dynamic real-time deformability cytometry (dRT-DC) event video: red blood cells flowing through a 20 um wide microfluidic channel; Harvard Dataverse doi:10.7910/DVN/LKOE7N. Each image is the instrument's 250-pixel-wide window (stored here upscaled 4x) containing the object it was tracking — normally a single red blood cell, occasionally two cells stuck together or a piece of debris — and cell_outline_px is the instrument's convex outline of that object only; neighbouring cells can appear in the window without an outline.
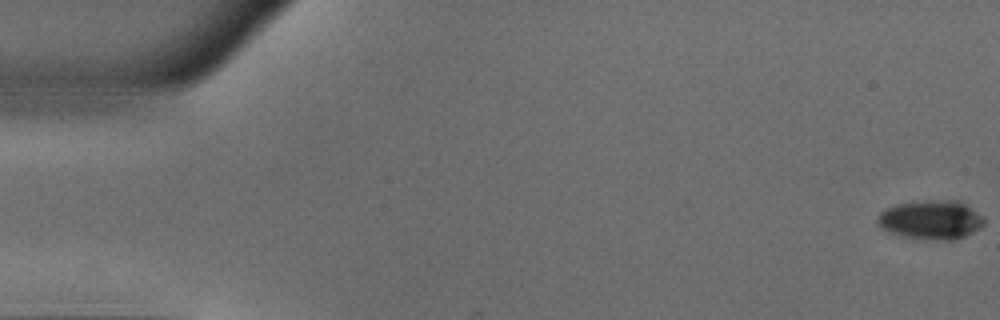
{"species": "common noctule bat (a hibernating species)", "species_latin": "Nyctalus noctula", "temperature_condition": "warm", "stored_images_in_passage": 52, "camera_frame_rate_fps": 3000, "um_per_image_px": 0.085, "animal": {"sex": "male", "body_mass_g": 18.8}, "frame": {"image": 1, "passage_image": 1, "time_ms": 0.0, "image_size_px": [1000, 320], "cell_outline_px": [[984, 224], [980, 228], [956, 240], [944, 240], [904, 236], [880, 228], [876, 220], [880, 212], [896, 204], [932, 200], [960, 200], [984, 216]], "centroid_in_image_um": [79.17, 18.67], "position_along_channel_um": 5.8, "area_um2": 24.04}}
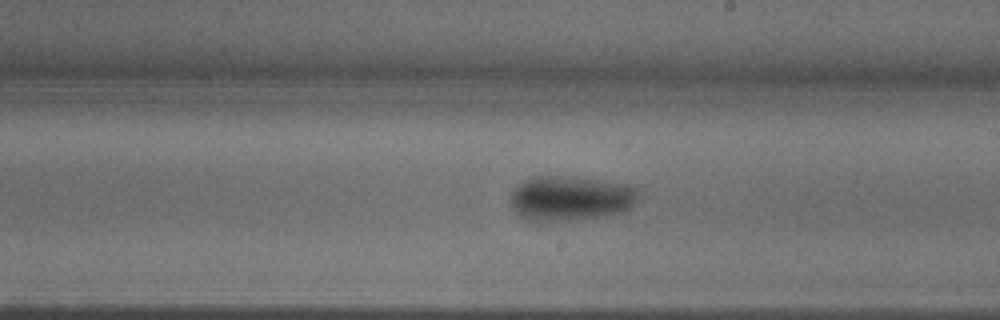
{"frame": {"image": 2, "passage_image": 30, "time_ms": 9.667, "image_size_px": [1000, 320], "cell_outline_px": [[640, 196], [624, 212], [608, 216], [580, 220], [548, 224], [532, 224], [516, 216], [512, 212], [508, 204], [508, 196], [512, 188], [516, 184], [532, 176], [584, 176], [632, 184], [640, 188]], "centroid_in_image_um": [48.41, 16.89], "position_along_channel_um": 240.6, "area_um2": 36.24}}
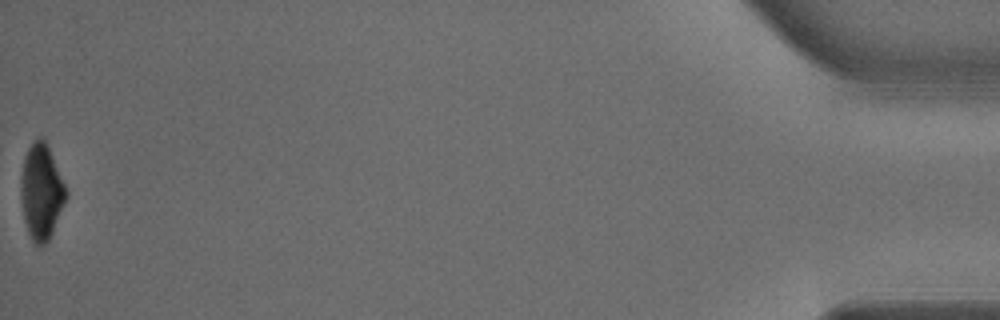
{"frame": {"image": 3, "passage_image": 52, "time_ms": 17.0, "image_size_px": [1000, 320], "cell_outline_px": [[68, 196], [52, 232], [48, 240], [40, 248], [32, 240], [28, 232], [24, 220], [20, 196], [20, 176], [24, 156], [28, 148], [36, 136], [44, 136], [68, 192]], "centroid_in_image_um": [3.5, 16.26], "position_along_channel_um": 431.7, "area_um2": 25.43}, "authors_computed_cell_mechanics": {"area_um2": 29.5936, "velocity_mm_per_s": 3.9537, "shape_relaxation_time_tau1_ms": 5.2901, "shape_relaxation_time_tau2_ms": 2.4377, "deformation_change_tau1": 0.1759, "deformation_change_tau2": 0.0536}}